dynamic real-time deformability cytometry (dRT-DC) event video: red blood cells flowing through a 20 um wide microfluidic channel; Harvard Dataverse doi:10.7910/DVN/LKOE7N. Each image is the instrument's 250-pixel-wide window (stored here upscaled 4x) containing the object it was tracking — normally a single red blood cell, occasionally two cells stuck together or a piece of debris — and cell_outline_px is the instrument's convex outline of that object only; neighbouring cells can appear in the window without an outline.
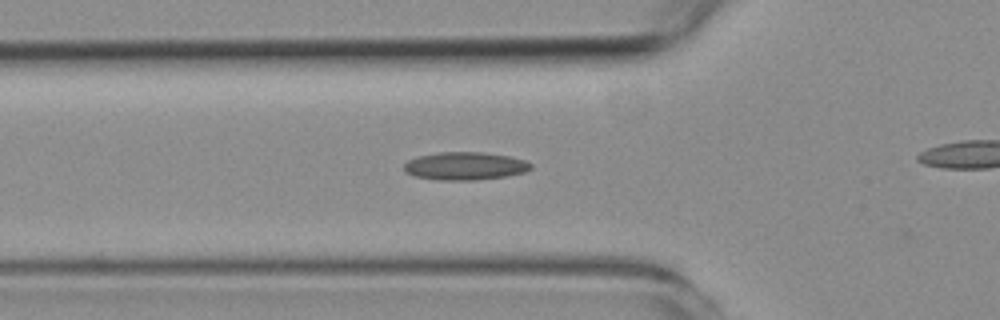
{"species": "common noctule bat (a hibernating species)", "species_latin": "Nyctalus noctula", "temperature_condition": "room temperature", "stored_images_in_passage": 10, "camera_frame_rate_fps": 3000, "um_per_image_px": 0.085, "animal": {"sex": "female", "body_mass_g": 19.3, "forearm_length_mm": 54.1}, "frame": {"image": 1, "passage_image": 2, "time_ms": 0.333, "image_size_px": [1000, 320], "cell_outline_px": [[532, 168], [524, 172], [504, 176], [472, 180], [440, 180], [416, 176], [404, 172], [404, 164], [408, 160], [416, 156], [440, 152], [480, 152], [508, 156], [524, 160], [532, 164]], "centroid_in_image_um": [39.49, 14.1], "position_along_channel_um": 86.3, "area_um2": 20.46}}
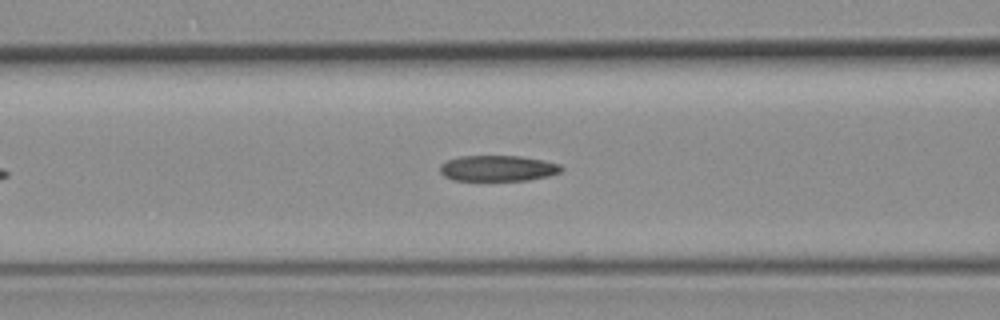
{"frame": {"image": 2, "passage_image": 5, "time_ms": 1.333, "image_size_px": [1000, 320], "cell_outline_px": [[564, 168], [560, 172], [548, 176], [528, 180], [452, 180], [444, 176], [440, 172], [440, 164], [448, 160], [460, 156], [520, 156], [544, 160], [560, 164]], "centroid_in_image_um": [42.32, 14.3], "position_along_channel_um": 124.3, "area_um2": 18.26}}